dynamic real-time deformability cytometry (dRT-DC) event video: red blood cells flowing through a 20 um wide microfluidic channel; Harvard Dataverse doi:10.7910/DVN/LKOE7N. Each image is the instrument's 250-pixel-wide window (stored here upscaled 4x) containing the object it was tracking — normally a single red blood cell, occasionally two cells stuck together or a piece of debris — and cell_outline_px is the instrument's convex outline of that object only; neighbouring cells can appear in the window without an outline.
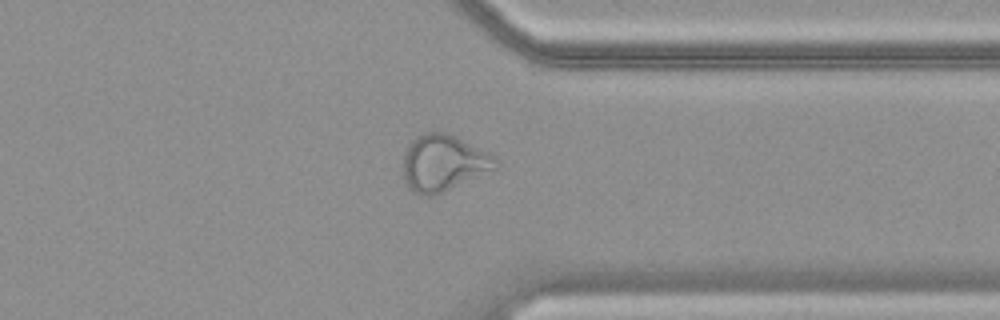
{"species": "common noctule bat (a hibernating species)", "species_latin": "Nyctalus noctula", "temperature_condition": "warm", "stored_images_in_passage": 53, "camera_frame_rate_fps": 3000, "um_per_image_px": 0.085, "animal": {"sex": "female", "body_mass_g": 19.9}, "frame": {"image": 1, "passage_image": 42, "time_ms": 13.667, "image_size_px": [1000, 320], "cell_outline_px": [[500, 160], [496, 168], [432, 196], [420, 196], [412, 192], [408, 188], [400, 172], [404, 152], [408, 144], [416, 136], [424, 132], [444, 132], [456, 136], [496, 156]], "centroid_in_image_um": [37.62, 13.85], "position_along_channel_um": 373.8, "area_um2": 30.75}}
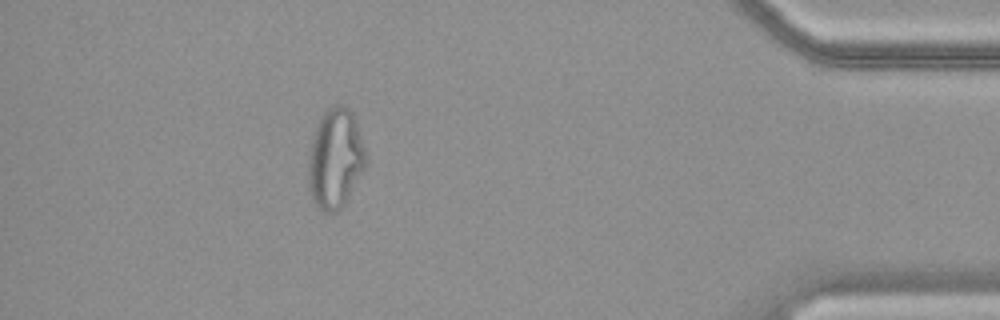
{"frame": {"image": 2, "passage_image": 48, "time_ms": 15.667, "image_size_px": [1000, 320], "cell_outline_px": [[364, 168], [344, 204], [336, 212], [324, 212], [316, 208], [312, 200], [308, 188], [308, 156], [312, 140], [320, 116], [332, 104], [344, 104], [352, 112], [356, 120], [364, 148]], "centroid_in_image_um": [28.46, 13.48], "position_along_channel_um": 406.7, "area_um2": 33.35}}